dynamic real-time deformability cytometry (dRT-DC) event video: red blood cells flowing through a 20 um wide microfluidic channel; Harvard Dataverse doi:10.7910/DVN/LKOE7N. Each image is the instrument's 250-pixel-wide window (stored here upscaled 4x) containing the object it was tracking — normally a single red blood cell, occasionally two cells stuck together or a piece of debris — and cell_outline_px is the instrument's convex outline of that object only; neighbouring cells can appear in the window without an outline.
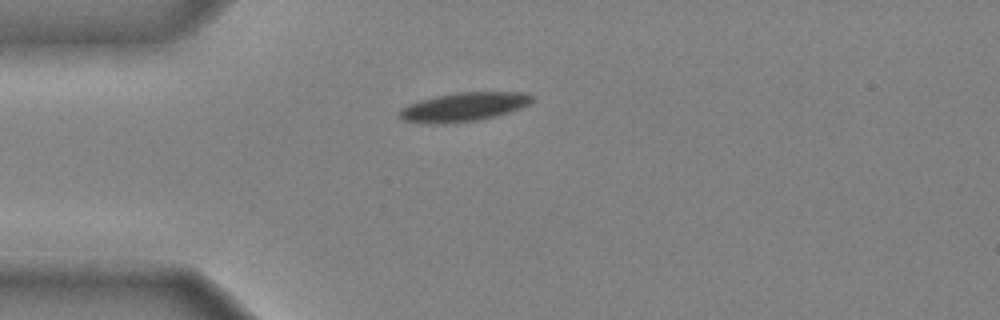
{"species": "common noctule bat (a hibernating species)", "species_latin": "Nyctalus noctula", "temperature_condition": "cold", "stored_images_in_passage": 32, "camera_frame_rate_fps": 3000, "um_per_image_px": 0.085, "animal": {"sex": "male", "body_mass_g": 20.4}, "frame": {"image": 1, "passage_image": 1, "time_ms": 0.0, "image_size_px": [1000, 320], "cell_outline_px": [[532, 100], [528, 104], [520, 108], [496, 116], [480, 120], [428, 124], [404, 120], [400, 116], [400, 108], [408, 104], [420, 100], [436, 96], [456, 92], [524, 92], [532, 96]], "centroid_in_image_um": [39.41, 9.08], "position_along_channel_um": 45.6, "area_um2": 22.02}}
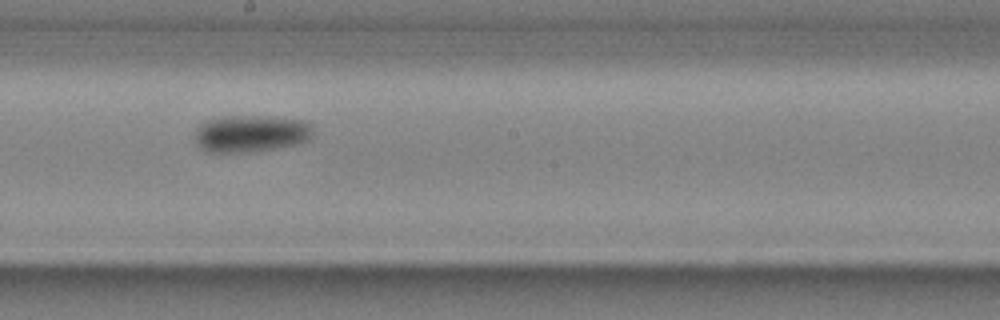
{"frame": {"image": 2, "passage_image": 16, "time_ms": 5.0, "image_size_px": [1000, 320], "cell_outline_px": [[312, 140], [300, 144], [256, 152], [208, 152], [200, 148], [196, 144], [196, 128], [208, 120], [220, 116], [260, 116], [308, 120], [312, 124]], "centroid_in_image_um": [21.39, 11.36], "position_along_channel_um": 226.8, "area_um2": 26.01}}
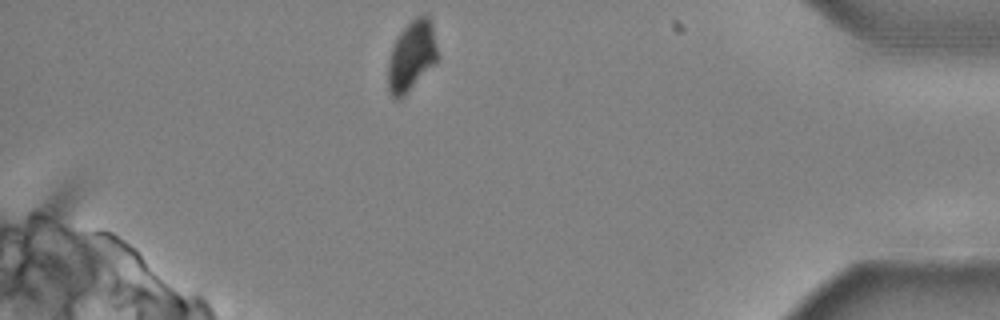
{"frame": {"image": 3, "passage_image": 32, "time_ms": 10.333, "image_size_px": [1000, 320], "cell_outline_px": [[440, 56], [436, 64], [400, 100], [396, 100], [392, 96], [388, 88], [388, 64], [392, 48], [400, 32], [416, 16], [428, 16], [432, 24]], "centroid_in_image_um": [35.02, 4.79], "position_along_channel_um": 400.2, "area_um2": 20.46}, "authors_computed_cell_mechanics": {"area_um2": 23.409, "velocity_mm_per_s": 3.9419, "shape_relaxation_time_tau1_ms": 2.2348, "shape_relaxation_time_tau2_ms": null, "deformation_change_tau1": 0.1119, "deformation_change_tau2": null}}